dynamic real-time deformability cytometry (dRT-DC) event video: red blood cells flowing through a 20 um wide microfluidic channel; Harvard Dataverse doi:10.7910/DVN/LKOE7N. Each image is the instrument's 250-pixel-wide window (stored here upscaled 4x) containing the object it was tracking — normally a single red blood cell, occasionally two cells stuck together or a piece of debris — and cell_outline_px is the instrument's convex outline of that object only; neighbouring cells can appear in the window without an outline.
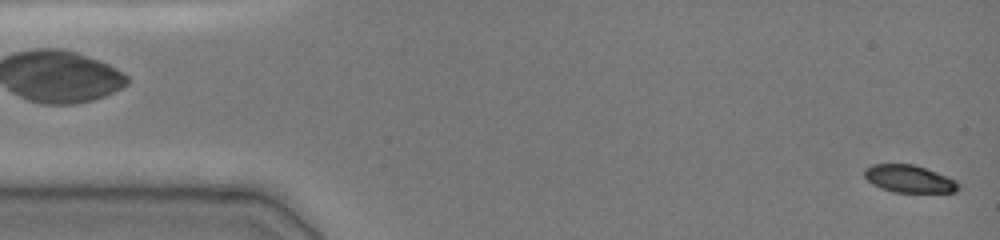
{"species": "common noctule bat (a hibernating species)", "species_latin": "Nyctalus noctula", "temperature_condition": "cold", "stored_images_in_passage": 4, "camera_frame_rate_fps": 3000, "um_per_image_px": 0.085, "animal": {"sex": "female", "body_mass_g": 19.0, "forearm_length_mm": 51.5}, "frame": {"image": 1, "passage_image": 4, "time_ms": 2.333, "image_size_px": [1000, 240], "cell_outline_px": [[960, 188], [956, 192], [892, 192], [880, 188], [872, 184], [864, 176], [864, 168], [872, 164], [912, 164], [936, 172], [956, 180], [960, 184]], "centroid_in_image_um": [77.27, 15.2], "position_along_channel_um": 7.7, "area_um2": 15.09}}